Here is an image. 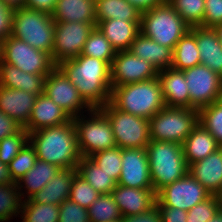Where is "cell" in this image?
<instances>
[{
  "label": "cell",
  "instance_id": "obj_41",
  "mask_svg": "<svg viewBox=\"0 0 222 222\" xmlns=\"http://www.w3.org/2000/svg\"><path fill=\"white\" fill-rule=\"evenodd\" d=\"M29 142V132L22 127L17 133L0 141V161L9 164Z\"/></svg>",
  "mask_w": 222,
  "mask_h": 222
},
{
  "label": "cell",
  "instance_id": "obj_56",
  "mask_svg": "<svg viewBox=\"0 0 222 222\" xmlns=\"http://www.w3.org/2000/svg\"><path fill=\"white\" fill-rule=\"evenodd\" d=\"M217 103L222 106V87H221L220 93L218 94Z\"/></svg>",
  "mask_w": 222,
  "mask_h": 222
},
{
  "label": "cell",
  "instance_id": "obj_50",
  "mask_svg": "<svg viewBox=\"0 0 222 222\" xmlns=\"http://www.w3.org/2000/svg\"><path fill=\"white\" fill-rule=\"evenodd\" d=\"M56 2L57 0H25V7L51 14Z\"/></svg>",
  "mask_w": 222,
  "mask_h": 222
},
{
  "label": "cell",
  "instance_id": "obj_43",
  "mask_svg": "<svg viewBox=\"0 0 222 222\" xmlns=\"http://www.w3.org/2000/svg\"><path fill=\"white\" fill-rule=\"evenodd\" d=\"M220 208L219 196L211 195L187 211L186 222H208Z\"/></svg>",
  "mask_w": 222,
  "mask_h": 222
},
{
  "label": "cell",
  "instance_id": "obj_13",
  "mask_svg": "<svg viewBox=\"0 0 222 222\" xmlns=\"http://www.w3.org/2000/svg\"><path fill=\"white\" fill-rule=\"evenodd\" d=\"M44 94L65 110L71 118L78 117L81 113L83 114L84 111L86 112L92 109L81 97L76 86L69 81L58 66L46 76Z\"/></svg>",
  "mask_w": 222,
  "mask_h": 222
},
{
  "label": "cell",
  "instance_id": "obj_40",
  "mask_svg": "<svg viewBox=\"0 0 222 222\" xmlns=\"http://www.w3.org/2000/svg\"><path fill=\"white\" fill-rule=\"evenodd\" d=\"M37 159L35 148L30 142H28L18 155L8 164L13 181L17 182L30 171L35 166Z\"/></svg>",
  "mask_w": 222,
  "mask_h": 222
},
{
  "label": "cell",
  "instance_id": "obj_28",
  "mask_svg": "<svg viewBox=\"0 0 222 222\" xmlns=\"http://www.w3.org/2000/svg\"><path fill=\"white\" fill-rule=\"evenodd\" d=\"M220 147L212 134L200 123H198L182 144L183 154L188 166L193 162L206 158Z\"/></svg>",
  "mask_w": 222,
  "mask_h": 222
},
{
  "label": "cell",
  "instance_id": "obj_17",
  "mask_svg": "<svg viewBox=\"0 0 222 222\" xmlns=\"http://www.w3.org/2000/svg\"><path fill=\"white\" fill-rule=\"evenodd\" d=\"M188 173L211 195L219 196L222 192V147L190 164Z\"/></svg>",
  "mask_w": 222,
  "mask_h": 222
},
{
  "label": "cell",
  "instance_id": "obj_7",
  "mask_svg": "<svg viewBox=\"0 0 222 222\" xmlns=\"http://www.w3.org/2000/svg\"><path fill=\"white\" fill-rule=\"evenodd\" d=\"M198 123L199 109L164 106L149 119L150 137L182 145Z\"/></svg>",
  "mask_w": 222,
  "mask_h": 222
},
{
  "label": "cell",
  "instance_id": "obj_58",
  "mask_svg": "<svg viewBox=\"0 0 222 222\" xmlns=\"http://www.w3.org/2000/svg\"><path fill=\"white\" fill-rule=\"evenodd\" d=\"M0 62H1V42H0Z\"/></svg>",
  "mask_w": 222,
  "mask_h": 222
},
{
  "label": "cell",
  "instance_id": "obj_6",
  "mask_svg": "<svg viewBox=\"0 0 222 222\" xmlns=\"http://www.w3.org/2000/svg\"><path fill=\"white\" fill-rule=\"evenodd\" d=\"M54 32L55 21L50 13L27 7L14 11L11 36L25 41L33 48L51 55Z\"/></svg>",
  "mask_w": 222,
  "mask_h": 222
},
{
  "label": "cell",
  "instance_id": "obj_38",
  "mask_svg": "<svg viewBox=\"0 0 222 222\" xmlns=\"http://www.w3.org/2000/svg\"><path fill=\"white\" fill-rule=\"evenodd\" d=\"M205 0H171L169 3L190 27H203Z\"/></svg>",
  "mask_w": 222,
  "mask_h": 222
},
{
  "label": "cell",
  "instance_id": "obj_36",
  "mask_svg": "<svg viewBox=\"0 0 222 222\" xmlns=\"http://www.w3.org/2000/svg\"><path fill=\"white\" fill-rule=\"evenodd\" d=\"M20 215L22 222H59V205L23 201Z\"/></svg>",
  "mask_w": 222,
  "mask_h": 222
},
{
  "label": "cell",
  "instance_id": "obj_24",
  "mask_svg": "<svg viewBox=\"0 0 222 222\" xmlns=\"http://www.w3.org/2000/svg\"><path fill=\"white\" fill-rule=\"evenodd\" d=\"M141 21L109 19L98 21L96 26L109 40L116 51L129 50L131 43L140 33Z\"/></svg>",
  "mask_w": 222,
  "mask_h": 222
},
{
  "label": "cell",
  "instance_id": "obj_54",
  "mask_svg": "<svg viewBox=\"0 0 222 222\" xmlns=\"http://www.w3.org/2000/svg\"><path fill=\"white\" fill-rule=\"evenodd\" d=\"M208 222H222V209L220 208L215 216H213Z\"/></svg>",
  "mask_w": 222,
  "mask_h": 222
},
{
  "label": "cell",
  "instance_id": "obj_39",
  "mask_svg": "<svg viewBox=\"0 0 222 222\" xmlns=\"http://www.w3.org/2000/svg\"><path fill=\"white\" fill-rule=\"evenodd\" d=\"M199 123L212 134L222 147V106L214 102L200 108Z\"/></svg>",
  "mask_w": 222,
  "mask_h": 222
},
{
  "label": "cell",
  "instance_id": "obj_48",
  "mask_svg": "<svg viewBox=\"0 0 222 222\" xmlns=\"http://www.w3.org/2000/svg\"><path fill=\"white\" fill-rule=\"evenodd\" d=\"M22 126L0 110V141L17 133Z\"/></svg>",
  "mask_w": 222,
  "mask_h": 222
},
{
  "label": "cell",
  "instance_id": "obj_35",
  "mask_svg": "<svg viewBox=\"0 0 222 222\" xmlns=\"http://www.w3.org/2000/svg\"><path fill=\"white\" fill-rule=\"evenodd\" d=\"M90 222H114L122 218L112 194H100L88 208Z\"/></svg>",
  "mask_w": 222,
  "mask_h": 222
},
{
  "label": "cell",
  "instance_id": "obj_5",
  "mask_svg": "<svg viewBox=\"0 0 222 222\" xmlns=\"http://www.w3.org/2000/svg\"><path fill=\"white\" fill-rule=\"evenodd\" d=\"M190 26L169 2L154 6L141 14L140 32L157 43L174 49Z\"/></svg>",
  "mask_w": 222,
  "mask_h": 222
},
{
  "label": "cell",
  "instance_id": "obj_49",
  "mask_svg": "<svg viewBox=\"0 0 222 222\" xmlns=\"http://www.w3.org/2000/svg\"><path fill=\"white\" fill-rule=\"evenodd\" d=\"M161 222H186L187 211L173 207H159Z\"/></svg>",
  "mask_w": 222,
  "mask_h": 222
},
{
  "label": "cell",
  "instance_id": "obj_45",
  "mask_svg": "<svg viewBox=\"0 0 222 222\" xmlns=\"http://www.w3.org/2000/svg\"><path fill=\"white\" fill-rule=\"evenodd\" d=\"M203 27L215 28L222 23V0H205Z\"/></svg>",
  "mask_w": 222,
  "mask_h": 222
},
{
  "label": "cell",
  "instance_id": "obj_20",
  "mask_svg": "<svg viewBox=\"0 0 222 222\" xmlns=\"http://www.w3.org/2000/svg\"><path fill=\"white\" fill-rule=\"evenodd\" d=\"M165 106L190 108L188 85L182 70L172 67L158 72Z\"/></svg>",
  "mask_w": 222,
  "mask_h": 222
},
{
  "label": "cell",
  "instance_id": "obj_16",
  "mask_svg": "<svg viewBox=\"0 0 222 222\" xmlns=\"http://www.w3.org/2000/svg\"><path fill=\"white\" fill-rule=\"evenodd\" d=\"M121 186L153 189L146 148L122 149Z\"/></svg>",
  "mask_w": 222,
  "mask_h": 222
},
{
  "label": "cell",
  "instance_id": "obj_29",
  "mask_svg": "<svg viewBox=\"0 0 222 222\" xmlns=\"http://www.w3.org/2000/svg\"><path fill=\"white\" fill-rule=\"evenodd\" d=\"M59 170V167L37 159L35 166L16 182L22 198L24 199V194H27L25 200L30 199L45 187L48 181L52 179ZM22 188L26 190L24 191L25 193L22 191Z\"/></svg>",
  "mask_w": 222,
  "mask_h": 222
},
{
  "label": "cell",
  "instance_id": "obj_19",
  "mask_svg": "<svg viewBox=\"0 0 222 222\" xmlns=\"http://www.w3.org/2000/svg\"><path fill=\"white\" fill-rule=\"evenodd\" d=\"M72 118L44 93L37 96L31 116L24 128L32 133L38 129L62 125Z\"/></svg>",
  "mask_w": 222,
  "mask_h": 222
},
{
  "label": "cell",
  "instance_id": "obj_27",
  "mask_svg": "<svg viewBox=\"0 0 222 222\" xmlns=\"http://www.w3.org/2000/svg\"><path fill=\"white\" fill-rule=\"evenodd\" d=\"M51 16L55 23H96L95 0H57Z\"/></svg>",
  "mask_w": 222,
  "mask_h": 222
},
{
  "label": "cell",
  "instance_id": "obj_32",
  "mask_svg": "<svg viewBox=\"0 0 222 222\" xmlns=\"http://www.w3.org/2000/svg\"><path fill=\"white\" fill-rule=\"evenodd\" d=\"M201 64L196 37L188 31L180 38L173 49L171 67L176 70H185Z\"/></svg>",
  "mask_w": 222,
  "mask_h": 222
},
{
  "label": "cell",
  "instance_id": "obj_57",
  "mask_svg": "<svg viewBox=\"0 0 222 222\" xmlns=\"http://www.w3.org/2000/svg\"><path fill=\"white\" fill-rule=\"evenodd\" d=\"M219 198H220V207H221V209H222V192H221V194L219 195Z\"/></svg>",
  "mask_w": 222,
  "mask_h": 222
},
{
  "label": "cell",
  "instance_id": "obj_21",
  "mask_svg": "<svg viewBox=\"0 0 222 222\" xmlns=\"http://www.w3.org/2000/svg\"><path fill=\"white\" fill-rule=\"evenodd\" d=\"M37 94L0 86V110L24 127L31 116Z\"/></svg>",
  "mask_w": 222,
  "mask_h": 222
},
{
  "label": "cell",
  "instance_id": "obj_15",
  "mask_svg": "<svg viewBox=\"0 0 222 222\" xmlns=\"http://www.w3.org/2000/svg\"><path fill=\"white\" fill-rule=\"evenodd\" d=\"M110 71L112 87L158 77V71L152 64L128 50L116 51Z\"/></svg>",
  "mask_w": 222,
  "mask_h": 222
},
{
  "label": "cell",
  "instance_id": "obj_51",
  "mask_svg": "<svg viewBox=\"0 0 222 222\" xmlns=\"http://www.w3.org/2000/svg\"><path fill=\"white\" fill-rule=\"evenodd\" d=\"M127 1L130 4L136 6L142 12L166 2V0H127Z\"/></svg>",
  "mask_w": 222,
  "mask_h": 222
},
{
  "label": "cell",
  "instance_id": "obj_9",
  "mask_svg": "<svg viewBox=\"0 0 222 222\" xmlns=\"http://www.w3.org/2000/svg\"><path fill=\"white\" fill-rule=\"evenodd\" d=\"M99 109L108 117L118 147H147L151 140L148 119L116 109L110 102Z\"/></svg>",
  "mask_w": 222,
  "mask_h": 222
},
{
  "label": "cell",
  "instance_id": "obj_30",
  "mask_svg": "<svg viewBox=\"0 0 222 222\" xmlns=\"http://www.w3.org/2000/svg\"><path fill=\"white\" fill-rule=\"evenodd\" d=\"M96 23L109 19L141 21L140 11L127 0H95Z\"/></svg>",
  "mask_w": 222,
  "mask_h": 222
},
{
  "label": "cell",
  "instance_id": "obj_53",
  "mask_svg": "<svg viewBox=\"0 0 222 222\" xmlns=\"http://www.w3.org/2000/svg\"><path fill=\"white\" fill-rule=\"evenodd\" d=\"M4 5L9 6L13 10L25 7V0H0Z\"/></svg>",
  "mask_w": 222,
  "mask_h": 222
},
{
  "label": "cell",
  "instance_id": "obj_14",
  "mask_svg": "<svg viewBox=\"0 0 222 222\" xmlns=\"http://www.w3.org/2000/svg\"><path fill=\"white\" fill-rule=\"evenodd\" d=\"M190 96V109H200L217 102L222 77L205 65L183 70Z\"/></svg>",
  "mask_w": 222,
  "mask_h": 222
},
{
  "label": "cell",
  "instance_id": "obj_18",
  "mask_svg": "<svg viewBox=\"0 0 222 222\" xmlns=\"http://www.w3.org/2000/svg\"><path fill=\"white\" fill-rule=\"evenodd\" d=\"M111 194L122 217L143 213L153 207L157 201L153 189L131 188L117 184Z\"/></svg>",
  "mask_w": 222,
  "mask_h": 222
},
{
  "label": "cell",
  "instance_id": "obj_55",
  "mask_svg": "<svg viewBox=\"0 0 222 222\" xmlns=\"http://www.w3.org/2000/svg\"><path fill=\"white\" fill-rule=\"evenodd\" d=\"M214 29L218 33L219 39H220V41L222 43V23L219 24L218 26H216Z\"/></svg>",
  "mask_w": 222,
  "mask_h": 222
},
{
  "label": "cell",
  "instance_id": "obj_11",
  "mask_svg": "<svg viewBox=\"0 0 222 222\" xmlns=\"http://www.w3.org/2000/svg\"><path fill=\"white\" fill-rule=\"evenodd\" d=\"M95 27L96 23H55L54 45L51 54L54 64L57 66L63 61L79 56L89 34Z\"/></svg>",
  "mask_w": 222,
  "mask_h": 222
},
{
  "label": "cell",
  "instance_id": "obj_46",
  "mask_svg": "<svg viewBox=\"0 0 222 222\" xmlns=\"http://www.w3.org/2000/svg\"><path fill=\"white\" fill-rule=\"evenodd\" d=\"M14 11L0 1V42L5 41L12 34Z\"/></svg>",
  "mask_w": 222,
  "mask_h": 222
},
{
  "label": "cell",
  "instance_id": "obj_22",
  "mask_svg": "<svg viewBox=\"0 0 222 222\" xmlns=\"http://www.w3.org/2000/svg\"><path fill=\"white\" fill-rule=\"evenodd\" d=\"M189 31L196 37L201 64L222 77V43L216 30L194 26Z\"/></svg>",
  "mask_w": 222,
  "mask_h": 222
},
{
  "label": "cell",
  "instance_id": "obj_4",
  "mask_svg": "<svg viewBox=\"0 0 222 222\" xmlns=\"http://www.w3.org/2000/svg\"><path fill=\"white\" fill-rule=\"evenodd\" d=\"M153 190L157 193L166 185L184 177L189 166L181 144L150 140L146 147Z\"/></svg>",
  "mask_w": 222,
  "mask_h": 222
},
{
  "label": "cell",
  "instance_id": "obj_44",
  "mask_svg": "<svg viewBox=\"0 0 222 222\" xmlns=\"http://www.w3.org/2000/svg\"><path fill=\"white\" fill-rule=\"evenodd\" d=\"M59 222H90L88 209L67 199L59 205Z\"/></svg>",
  "mask_w": 222,
  "mask_h": 222
},
{
  "label": "cell",
  "instance_id": "obj_31",
  "mask_svg": "<svg viewBox=\"0 0 222 222\" xmlns=\"http://www.w3.org/2000/svg\"><path fill=\"white\" fill-rule=\"evenodd\" d=\"M76 169L77 173L100 194H110L118 184L90 157H81Z\"/></svg>",
  "mask_w": 222,
  "mask_h": 222
},
{
  "label": "cell",
  "instance_id": "obj_2",
  "mask_svg": "<svg viewBox=\"0 0 222 222\" xmlns=\"http://www.w3.org/2000/svg\"><path fill=\"white\" fill-rule=\"evenodd\" d=\"M29 142L35 148L38 159L60 169L76 168L82 157L73 119L29 133Z\"/></svg>",
  "mask_w": 222,
  "mask_h": 222
},
{
  "label": "cell",
  "instance_id": "obj_52",
  "mask_svg": "<svg viewBox=\"0 0 222 222\" xmlns=\"http://www.w3.org/2000/svg\"><path fill=\"white\" fill-rule=\"evenodd\" d=\"M16 183L10 175L8 165L0 161V185Z\"/></svg>",
  "mask_w": 222,
  "mask_h": 222
},
{
  "label": "cell",
  "instance_id": "obj_1",
  "mask_svg": "<svg viewBox=\"0 0 222 222\" xmlns=\"http://www.w3.org/2000/svg\"><path fill=\"white\" fill-rule=\"evenodd\" d=\"M57 66L91 108H101L110 102L111 71L106 61L80 54Z\"/></svg>",
  "mask_w": 222,
  "mask_h": 222
},
{
  "label": "cell",
  "instance_id": "obj_37",
  "mask_svg": "<svg viewBox=\"0 0 222 222\" xmlns=\"http://www.w3.org/2000/svg\"><path fill=\"white\" fill-rule=\"evenodd\" d=\"M90 158L101 170L118 183L122 169V149L120 147L115 146L107 150L99 151L92 154Z\"/></svg>",
  "mask_w": 222,
  "mask_h": 222
},
{
  "label": "cell",
  "instance_id": "obj_23",
  "mask_svg": "<svg viewBox=\"0 0 222 222\" xmlns=\"http://www.w3.org/2000/svg\"><path fill=\"white\" fill-rule=\"evenodd\" d=\"M128 51L152 64L158 72L170 68L173 60L172 48L153 41L141 32L135 37Z\"/></svg>",
  "mask_w": 222,
  "mask_h": 222
},
{
  "label": "cell",
  "instance_id": "obj_33",
  "mask_svg": "<svg viewBox=\"0 0 222 222\" xmlns=\"http://www.w3.org/2000/svg\"><path fill=\"white\" fill-rule=\"evenodd\" d=\"M115 54L116 50L97 26L89 34L81 52V55L106 61L110 66Z\"/></svg>",
  "mask_w": 222,
  "mask_h": 222
},
{
  "label": "cell",
  "instance_id": "obj_42",
  "mask_svg": "<svg viewBox=\"0 0 222 222\" xmlns=\"http://www.w3.org/2000/svg\"><path fill=\"white\" fill-rule=\"evenodd\" d=\"M100 193L86 182L78 173L74 175L69 199L84 208H89Z\"/></svg>",
  "mask_w": 222,
  "mask_h": 222
},
{
  "label": "cell",
  "instance_id": "obj_47",
  "mask_svg": "<svg viewBox=\"0 0 222 222\" xmlns=\"http://www.w3.org/2000/svg\"><path fill=\"white\" fill-rule=\"evenodd\" d=\"M122 222H161V212L157 204L143 213L121 218Z\"/></svg>",
  "mask_w": 222,
  "mask_h": 222
},
{
  "label": "cell",
  "instance_id": "obj_34",
  "mask_svg": "<svg viewBox=\"0 0 222 222\" xmlns=\"http://www.w3.org/2000/svg\"><path fill=\"white\" fill-rule=\"evenodd\" d=\"M23 201L17 183L0 185V222H9L11 217L21 215Z\"/></svg>",
  "mask_w": 222,
  "mask_h": 222
},
{
  "label": "cell",
  "instance_id": "obj_10",
  "mask_svg": "<svg viewBox=\"0 0 222 222\" xmlns=\"http://www.w3.org/2000/svg\"><path fill=\"white\" fill-rule=\"evenodd\" d=\"M1 60L23 72L45 76L56 67L49 53L11 35L1 43Z\"/></svg>",
  "mask_w": 222,
  "mask_h": 222
},
{
  "label": "cell",
  "instance_id": "obj_12",
  "mask_svg": "<svg viewBox=\"0 0 222 222\" xmlns=\"http://www.w3.org/2000/svg\"><path fill=\"white\" fill-rule=\"evenodd\" d=\"M211 194L190 173L166 185L156 193L158 207H173L185 211L208 199Z\"/></svg>",
  "mask_w": 222,
  "mask_h": 222
},
{
  "label": "cell",
  "instance_id": "obj_3",
  "mask_svg": "<svg viewBox=\"0 0 222 222\" xmlns=\"http://www.w3.org/2000/svg\"><path fill=\"white\" fill-rule=\"evenodd\" d=\"M110 103L116 109L148 120L165 106L158 78L112 87Z\"/></svg>",
  "mask_w": 222,
  "mask_h": 222
},
{
  "label": "cell",
  "instance_id": "obj_8",
  "mask_svg": "<svg viewBox=\"0 0 222 222\" xmlns=\"http://www.w3.org/2000/svg\"><path fill=\"white\" fill-rule=\"evenodd\" d=\"M88 114L89 118L84 114L72 118L82 157L117 146L108 117L99 108H92Z\"/></svg>",
  "mask_w": 222,
  "mask_h": 222
},
{
  "label": "cell",
  "instance_id": "obj_26",
  "mask_svg": "<svg viewBox=\"0 0 222 222\" xmlns=\"http://www.w3.org/2000/svg\"><path fill=\"white\" fill-rule=\"evenodd\" d=\"M45 75L23 72L14 65L0 62V86L40 95L44 93Z\"/></svg>",
  "mask_w": 222,
  "mask_h": 222
},
{
  "label": "cell",
  "instance_id": "obj_25",
  "mask_svg": "<svg viewBox=\"0 0 222 222\" xmlns=\"http://www.w3.org/2000/svg\"><path fill=\"white\" fill-rule=\"evenodd\" d=\"M76 173V168L60 169L30 200L34 203L60 205L69 199L71 184Z\"/></svg>",
  "mask_w": 222,
  "mask_h": 222
}]
</instances>
